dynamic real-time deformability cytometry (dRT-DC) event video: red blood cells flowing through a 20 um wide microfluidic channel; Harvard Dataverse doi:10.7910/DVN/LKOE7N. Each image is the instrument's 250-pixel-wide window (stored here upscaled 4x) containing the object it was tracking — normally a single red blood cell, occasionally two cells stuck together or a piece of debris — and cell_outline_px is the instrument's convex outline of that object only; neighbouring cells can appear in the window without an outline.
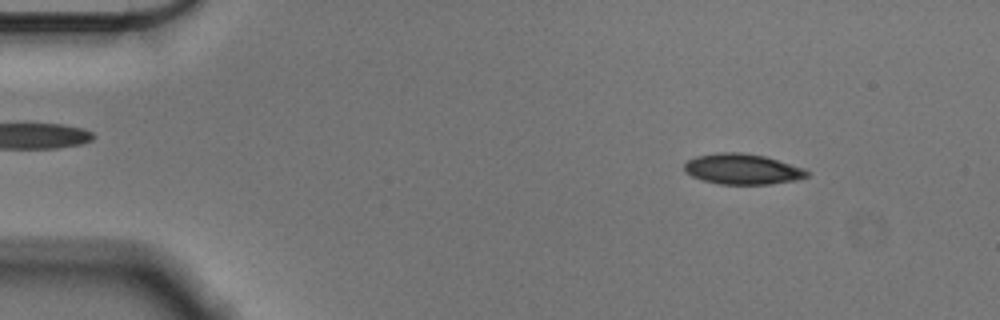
{"species": "Egyptian fruit bat (a non-hibernating species)", "species_latin": "Rousettus aegyptiacus", "temperature_condition": "cold", "stored_images_in_passage": 54, "camera_frame_rate_fps": 3000, "um_per_image_px": 0.085, "animal": {"sex": "male"}, "frame": {"image": 1, "passage_image": 6, "time_ms": 1.667, "image_size_px": [1000, 320], "cell_outline_px": [[808, 176], [796, 180], [768, 184], [720, 184], [704, 180], [692, 176], [684, 168], [684, 164], [688, 160], [696, 156], [720, 152], [744, 152], [764, 156], [804, 168], [808, 172]], "centroid_in_image_um": [63.11, 14.36], "position_along_channel_um": 21.9, "area_um2": 21.62}}
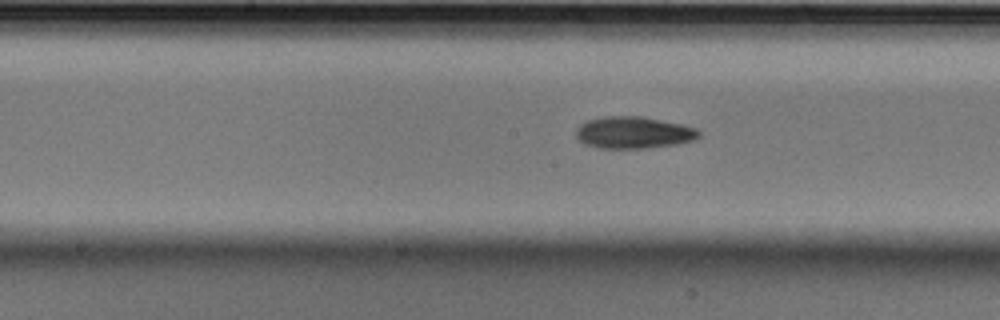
{"frame": {"image": 2, "passage_image": 27, "time_ms": 8.667, "image_size_px": [1000, 320], "cell_outline_px": [[700, 136], [692, 140], [676, 144], [652, 148], [600, 148], [584, 144], [576, 136], [576, 128], [580, 124], [588, 120], [604, 116], [640, 116], [684, 124], [696, 128], [700, 132]], "centroid_in_image_um": [53.86, 11.26], "position_along_channel_um": 194.3, "area_um2": 22.95}}
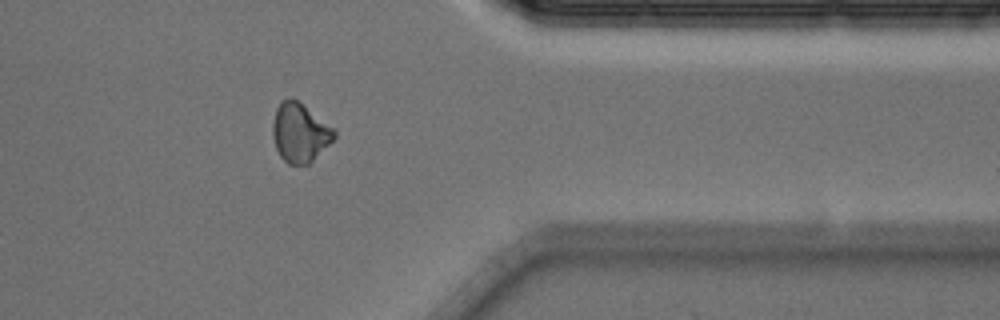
{"frame": {"image": 3, "passage_image": 44, "time_ms": 14.333, "image_size_px": [1000, 320], "cell_outline_px": [[336, 136], [308, 164], [288, 164], [280, 156], [276, 148], [272, 136], [272, 124], [276, 108], [280, 100], [288, 96], [292, 96], [336, 128]], "centroid_in_image_um": [25.47, 11.22], "position_along_channel_um": 385.9, "area_um2": 21.39}, "authors_computed_cell_mechanics": {"area_um2": 21.4149, "velocity_mm_per_s": 3.6006, "shape_relaxation_time_tau1_ms": 4.1338, "shape_relaxation_time_tau2_ms": null, "deformation_change_tau1": 0.0922, "deformation_change_tau2": null}}